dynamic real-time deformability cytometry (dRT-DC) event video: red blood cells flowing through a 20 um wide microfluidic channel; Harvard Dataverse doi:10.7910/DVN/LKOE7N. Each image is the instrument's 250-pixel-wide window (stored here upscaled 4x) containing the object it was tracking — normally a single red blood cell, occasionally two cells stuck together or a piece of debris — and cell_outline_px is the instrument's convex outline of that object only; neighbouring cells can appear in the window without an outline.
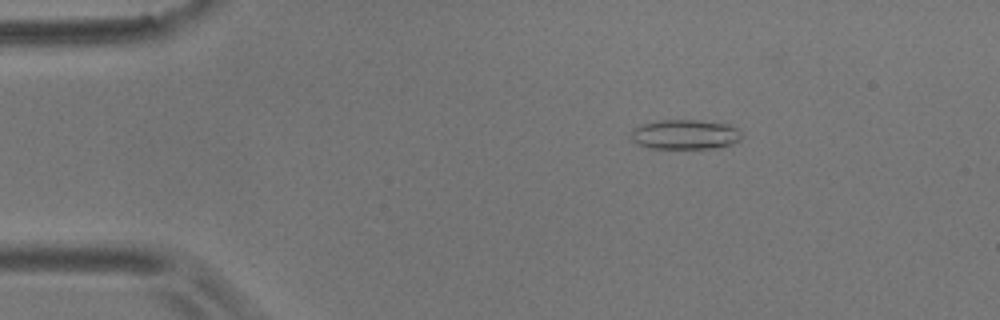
{"species": "common noctule bat (a hibernating species)", "species_latin": "Nyctalus noctula", "temperature_condition": "room temperature", "stored_images_in_passage": 5, "camera_frame_rate_fps": 3000, "um_per_image_px": 0.085, "animal": {"sex": "male", "body_mass_g": 17.9}, "frame": {"image": 1, "passage_image": 3, "time_ms": 0.667, "image_size_px": [1000, 320], "cell_outline_px": [[740, 140], [732, 144], [720, 148], [648, 148], [636, 144], [632, 140], [632, 132], [640, 124], [660, 120], [700, 120], [728, 124], [736, 128], [740, 132]], "centroid_in_image_um": [58.23, 11.43], "position_along_channel_um": 26.8, "area_um2": 19.19}}